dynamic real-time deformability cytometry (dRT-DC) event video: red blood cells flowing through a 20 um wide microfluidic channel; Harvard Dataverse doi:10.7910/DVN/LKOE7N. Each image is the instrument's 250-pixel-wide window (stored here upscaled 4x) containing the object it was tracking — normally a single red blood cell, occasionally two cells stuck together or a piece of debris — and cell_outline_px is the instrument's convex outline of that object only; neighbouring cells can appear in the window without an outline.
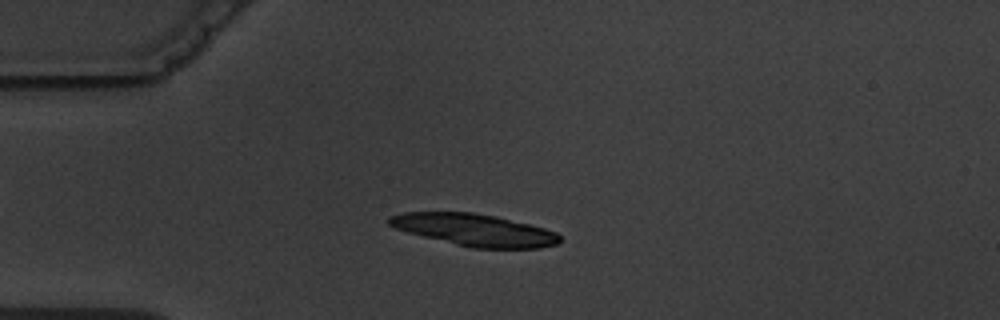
{"species": "common noctule bat (a hibernating species)", "species_latin": "Nyctalus noctula", "temperature_condition": "warm", "stored_images_in_passage": 9, "camera_frame_rate_fps": 3000, "um_per_image_px": 0.085, "animal": {"sex": "male", "body_mass_g": 19.5, "forearm_length_mm": 54.6}, "frame": {"image": 1, "passage_image": 3, "time_ms": 2.333, "image_size_px": [1000, 320], "cell_outline_px": [[560, 240], [556, 244], [540, 248], [472, 248], [408, 232], [396, 228], [388, 224], [388, 216], [404, 212], [472, 212], [496, 216], [544, 228], [556, 232], [560, 236]], "centroid_in_image_um": [40.33, 19.54], "position_along_channel_um": 44.7, "area_um2": 31.56}}